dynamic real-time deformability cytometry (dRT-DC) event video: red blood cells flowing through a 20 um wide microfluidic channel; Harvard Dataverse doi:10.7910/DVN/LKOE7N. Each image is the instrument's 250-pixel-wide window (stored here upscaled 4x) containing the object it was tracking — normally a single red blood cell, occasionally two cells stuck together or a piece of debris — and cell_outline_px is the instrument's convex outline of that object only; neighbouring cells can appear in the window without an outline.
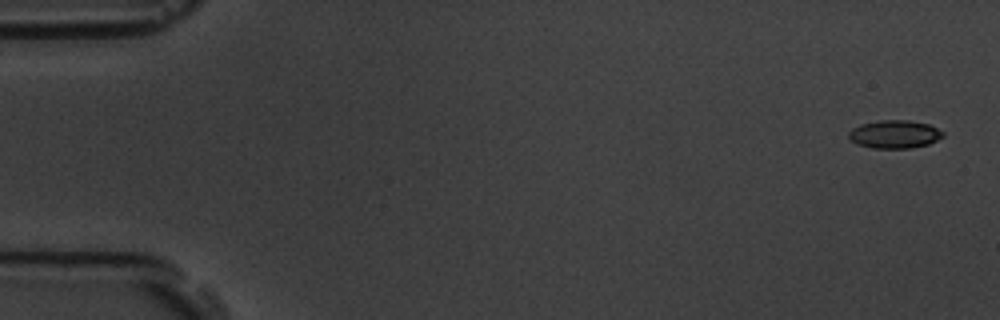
{"species": "common noctule bat (a hibernating species)", "species_latin": "Nyctalus noctula", "temperature_condition": "room temperature", "stored_images_in_passage": 6, "segment_of_instrument_passage": [1, 2], "camera_frame_rate_fps": 3000, "um_per_image_px": 0.085, "animal": {"sex": "male", "body_mass_g": 19.5, "forearm_length_mm": 54.6}, "frame": {"image": 1, "passage_image": 1, "time_ms": 0.0, "image_size_px": [1000, 320], "cell_outline_px": [[944, 136], [928, 144], [912, 148], [872, 148], [856, 144], [848, 136], [848, 132], [852, 128], [860, 124], [880, 120], [908, 120], [928, 124], [944, 132]], "centroid_in_image_um": [76.02, 11.41], "position_along_channel_um": 9.0, "area_um2": 15.43}}
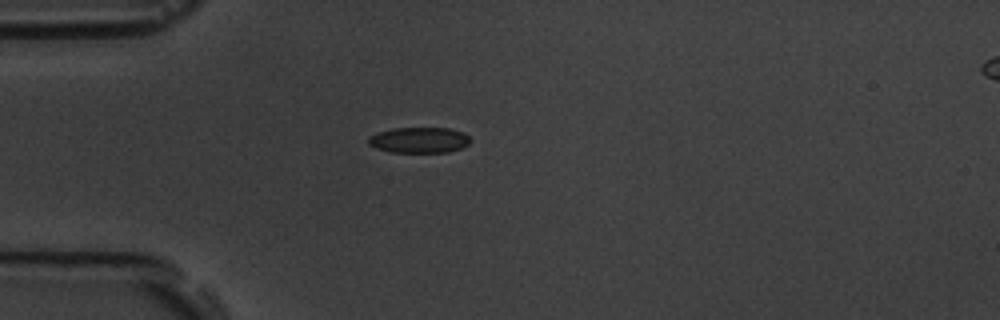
{"frame": {"image": 2, "passage_image": 5, "time_ms": 4.667, "image_size_px": [1000, 320], "cell_outline_px": [[472, 140], [468, 144], [460, 148], [448, 152], [392, 152], [376, 148], [368, 144], [368, 136], [392, 128], [448, 128], [460, 132], [468, 136]], "centroid_in_image_um": [35.61, 11.91], "position_along_channel_um": 49.4, "area_um2": 15.14}}